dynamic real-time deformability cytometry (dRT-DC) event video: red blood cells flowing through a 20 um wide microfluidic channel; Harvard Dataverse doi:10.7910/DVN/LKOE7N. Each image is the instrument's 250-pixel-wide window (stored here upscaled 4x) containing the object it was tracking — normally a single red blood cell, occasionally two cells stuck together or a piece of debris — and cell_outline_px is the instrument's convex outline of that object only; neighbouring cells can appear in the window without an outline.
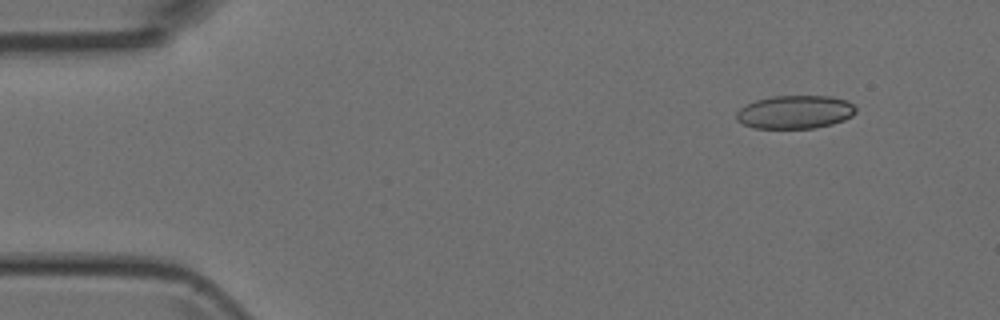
{"species": "Egyptian fruit bat (a non-hibernating species)", "species_latin": "Rousettus aegyptiacus", "temperature_condition": "room temperature", "stored_images_in_passage": 6, "camera_frame_rate_fps": 3000, "um_per_image_px": 0.085, "animal": {"sex": "female"}, "frame": {"image": 1, "passage_image": 1, "time_ms": 0.0, "image_size_px": [1000, 320], "cell_outline_px": [[856, 112], [852, 116], [844, 120], [832, 124], [816, 128], [752, 128], [736, 120], [736, 112], [740, 108], [756, 100], [772, 96], [832, 96], [848, 100], [856, 108]], "centroid_in_image_um": [67.6, 9.52], "position_along_channel_um": 17.4, "area_um2": 23.29}}
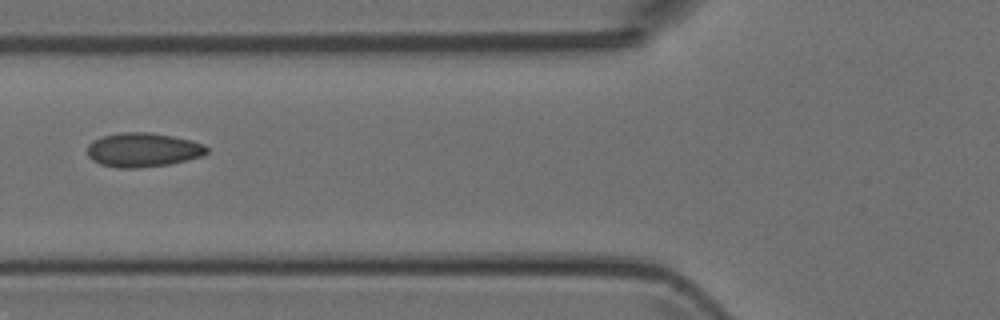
{"frame": {"image": 2, "passage_image": 5, "time_ms": 4.667, "image_size_px": [1000, 320], "cell_outline_px": [[208, 152], [200, 156], [188, 160], [168, 164], [136, 168], [120, 168], [100, 164], [92, 160], [88, 156], [88, 144], [92, 140], [100, 136], [120, 132], [148, 132], [172, 136], [192, 140], [204, 144], [208, 148]], "centroid_in_image_um": [12.13, 12.73], "position_along_channel_um": 113.7, "area_um2": 23.87}}
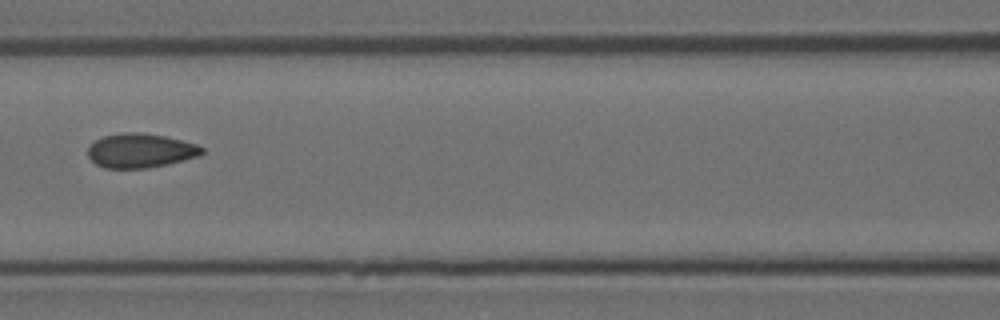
{"frame": {"image": 3, "passage_image": 6, "time_ms": 5.667, "image_size_px": [1000, 320], "cell_outline_px": [[204, 152], [200, 156], [168, 164], [148, 168], [104, 168], [96, 164], [88, 156], [88, 148], [96, 140], [104, 136], [124, 132], [140, 132], [164, 136], [196, 144], [204, 148]], "centroid_in_image_um": [11.95, 12.81], "position_along_channel_um": 154.6, "area_um2": 22.72}}